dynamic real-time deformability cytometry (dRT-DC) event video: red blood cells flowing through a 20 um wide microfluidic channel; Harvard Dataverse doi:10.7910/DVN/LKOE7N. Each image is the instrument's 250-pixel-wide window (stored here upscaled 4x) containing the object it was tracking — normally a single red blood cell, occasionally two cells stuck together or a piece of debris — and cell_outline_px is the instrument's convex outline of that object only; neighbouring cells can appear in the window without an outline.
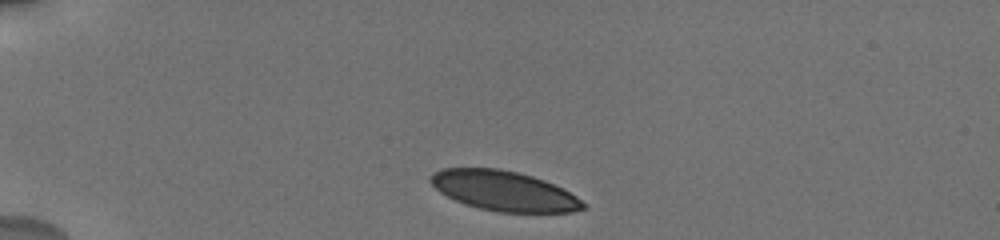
{"species": "human", "species_latin": "Homo sapiens", "temperature_condition": "cold", "stored_images_in_passage": 19, "camera_frame_rate_fps": 3000, "um_per_image_px": 0.085, "donor": {"sex": "male"}, "frame": {"image": 1, "passage_image": 1, "time_ms": 0.0, "image_size_px": [1000, 240], "cell_outline_px": [[588, 208], [572, 212], [500, 212], [480, 208], [456, 200], [440, 192], [428, 180], [432, 172], [444, 168], [496, 168], [516, 172], [532, 176], [544, 180], [576, 196], [588, 204]], "centroid_in_image_um": [42.85, 16.22], "position_along_channel_um": 42.2, "area_um2": 35.2}}
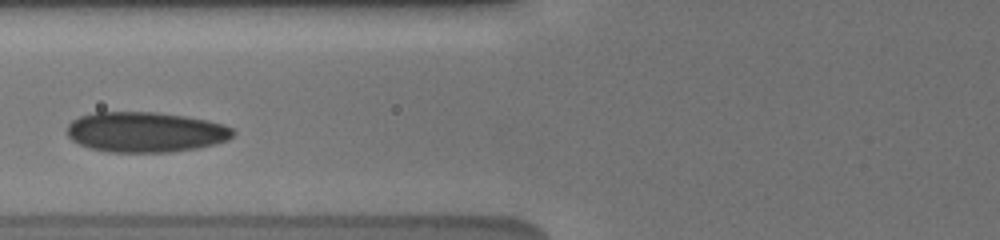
{"frame": {"image": 2, "passage_image": 4, "time_ms": 3.333, "image_size_px": [1000, 240], "cell_outline_px": [[236, 132], [228, 140], [196, 148], [168, 152], [112, 152], [88, 148], [72, 140], [68, 136], [68, 124], [72, 120], [80, 116], [96, 112], [156, 112], [184, 116], [208, 120], [224, 124], [232, 128]], "centroid_in_image_um": [12.37, 11.22], "position_along_channel_um": 113.4, "area_um2": 38.9}}
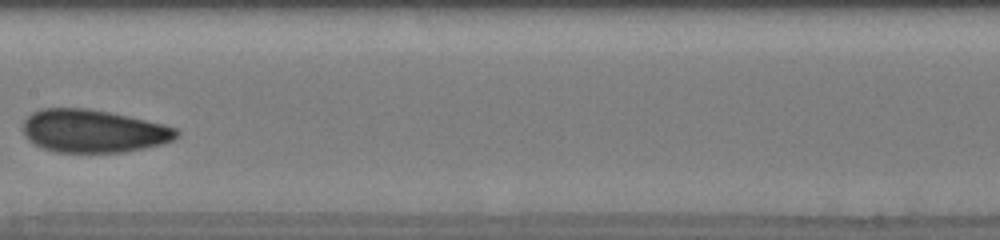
{"frame": {"image": 3, "passage_image": 6, "time_ms": 5.667, "image_size_px": [1000, 240], "cell_outline_px": [[180, 132], [172, 140], [160, 144], [144, 148], [124, 152], [56, 152], [40, 148], [28, 140], [24, 136], [24, 120], [32, 112], [40, 108], [88, 108], [128, 116], [164, 124], [176, 128]], "centroid_in_image_um": [7.9, 11.14], "position_along_channel_um": 199.5, "area_um2": 38.44}, "authors_computed_cell_mechanics": {"area_um2": 36.414, "velocity_mm_per_s": 3.6902, "shape_relaxation_time_tau1_ms": 6.0077, "shape_relaxation_time_tau2_ms": 1.3945, "deformation_change_tau1": 0.1169, "deformation_change_tau2": 0.0392}}